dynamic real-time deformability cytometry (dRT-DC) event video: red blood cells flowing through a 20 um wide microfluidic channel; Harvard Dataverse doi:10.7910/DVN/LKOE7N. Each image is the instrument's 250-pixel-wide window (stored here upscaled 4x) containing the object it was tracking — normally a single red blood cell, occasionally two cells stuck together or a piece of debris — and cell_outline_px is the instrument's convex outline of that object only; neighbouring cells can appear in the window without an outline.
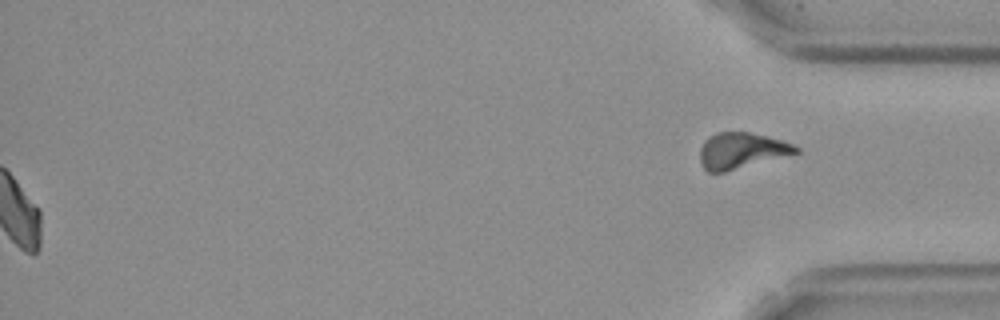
{"species": "Egyptian fruit bat (a non-hibernating species)", "species_latin": "Rousettus aegyptiacus", "temperature_condition": "cold", "stored_images_in_passage": 58, "segment_of_instrument_passage": [2, 2], "camera_frame_rate_fps": 3000, "um_per_image_px": 0.085, "frame": {"image": 1, "passage_image": 58, "time_ms": 19.0, "image_size_px": [1000, 320], "cell_outline_px": [[800, 152], [724, 172], [708, 172], [700, 164], [700, 148], [704, 140], [708, 136], [716, 132], [748, 132], [768, 136], [784, 140], [800, 148]], "centroid_in_image_um": [63.0, 12.79], "position_along_channel_um": 372.2, "area_um2": 20.17}}